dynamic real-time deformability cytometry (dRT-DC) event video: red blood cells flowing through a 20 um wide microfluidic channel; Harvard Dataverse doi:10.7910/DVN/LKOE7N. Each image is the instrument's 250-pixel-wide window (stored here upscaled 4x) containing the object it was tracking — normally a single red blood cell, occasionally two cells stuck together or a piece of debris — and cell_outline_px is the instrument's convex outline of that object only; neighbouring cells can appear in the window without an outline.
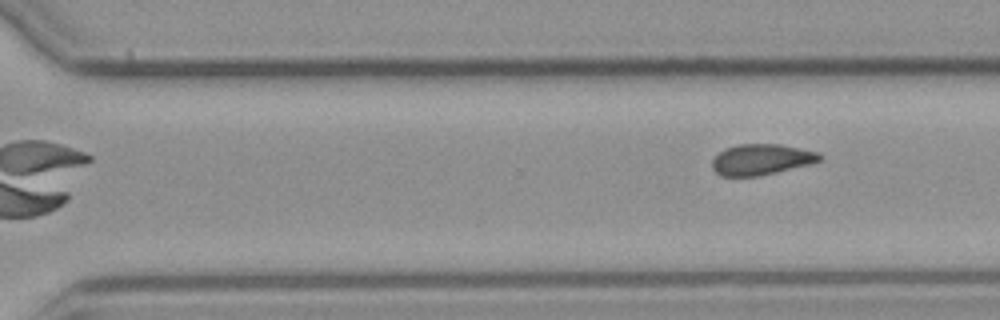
{"species": "common noctule bat (a hibernating species)", "species_latin": "Nyctalus noctula", "temperature_condition": "cold", "stored_images_in_passage": 12, "camera_frame_rate_fps": 3000, "um_per_image_px": 0.085, "animal": {"sex": "male", "body_mass_g": 23.1, "forearm_length_mm": 52.7}, "frame": {"image": 1, "passage_image": 12, "time_ms": 14.667, "image_size_px": [1000, 320], "cell_outline_px": [[824, 156], [820, 160], [812, 164], [776, 172], [756, 176], [720, 176], [712, 168], [712, 160], [724, 148], [740, 144], [780, 144], [820, 152]], "centroid_in_image_um": [64.74, 13.55], "position_along_channel_um": 305.9, "area_um2": 19.42}}